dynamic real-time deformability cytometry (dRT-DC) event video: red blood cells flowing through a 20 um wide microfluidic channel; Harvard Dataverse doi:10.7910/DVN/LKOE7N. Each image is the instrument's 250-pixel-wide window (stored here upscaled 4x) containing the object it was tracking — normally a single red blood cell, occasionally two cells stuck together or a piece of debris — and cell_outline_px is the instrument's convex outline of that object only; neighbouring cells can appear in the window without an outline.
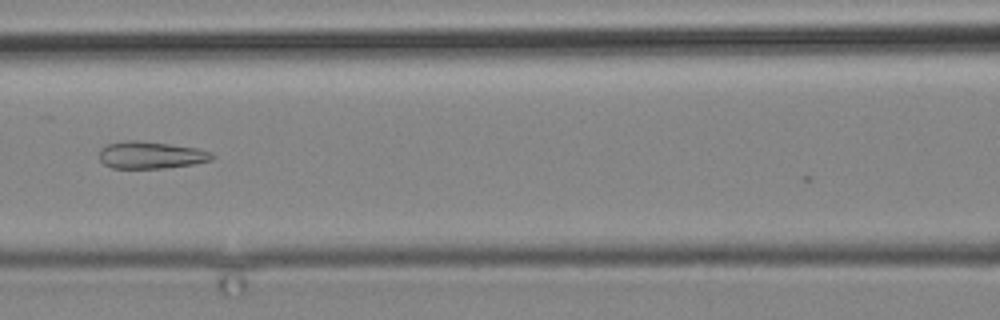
{"species": "common noctule bat (a hibernating species)", "species_latin": "Nyctalus noctula", "temperature_condition": "cold", "stored_images_in_passage": 12, "camera_frame_rate_fps": 3000, "um_per_image_px": 0.085, "animal": {"sex": "male", "body_mass_g": 19.2, "forearm_length_mm": 51.8}, "frame": {"image": 1, "passage_image": 11, "time_ms": 13.333, "image_size_px": [1000, 320], "cell_outline_px": [[216, 156], [212, 160], [192, 164], [164, 168], [112, 168], [104, 164], [100, 160], [100, 148], [108, 144], [124, 140], [136, 140], [168, 144], [196, 148], [212, 152]], "centroid_in_image_um": [12.82, 13.18], "position_along_channel_um": 153.8, "area_um2": 17.8}}